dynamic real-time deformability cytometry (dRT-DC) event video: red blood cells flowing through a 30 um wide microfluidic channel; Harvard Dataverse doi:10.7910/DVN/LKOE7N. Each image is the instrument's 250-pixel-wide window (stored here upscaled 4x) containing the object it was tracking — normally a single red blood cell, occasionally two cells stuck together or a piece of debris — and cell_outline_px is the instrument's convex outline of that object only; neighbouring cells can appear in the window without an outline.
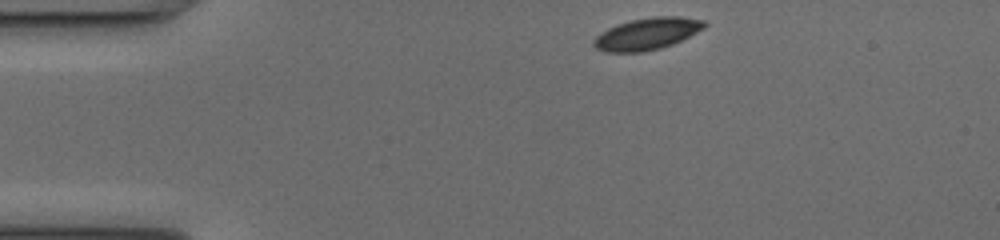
{"species": "common noctule bat (a hibernating species)", "species_latin": "Nyctalus noctula", "temperature_condition": "cold", "stored_images_in_passage": 42, "camera_frame_rate_fps": 3000, "um_per_image_px": 0.085, "animal": {"sex": "female", "body_mass_g": 17.0, "forearm_length_mm": 48.0}, "frame": {"image": 1, "passage_image": 1, "time_ms": 0.0, "image_size_px": [1000, 240], "cell_outline_px": [[708, 24], [704, 28], [672, 44], [660, 48], [644, 52], [604, 52], [596, 48], [592, 44], [592, 40], [596, 36], [608, 28], [632, 20], [656, 16], [676, 16], [704, 20]], "centroid_in_image_um": [54.98, 2.88], "position_along_channel_um": 30.0, "area_um2": 20.35}}
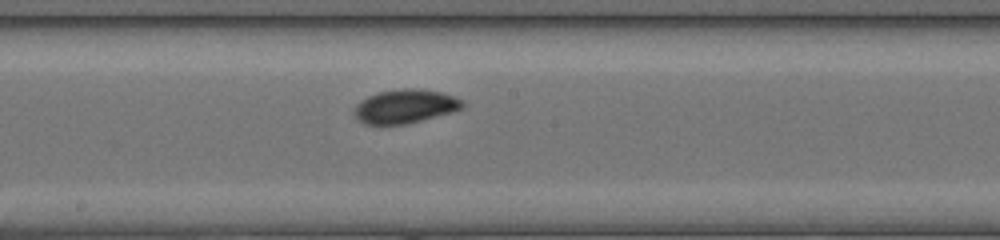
{"frame": {"image": 2, "passage_image": 19, "time_ms": 6.0, "image_size_px": [1000, 240], "cell_outline_px": [[464, 108], [452, 112], [404, 124], [364, 124], [356, 120], [352, 112], [356, 104], [368, 96], [380, 92], [404, 88], [420, 88], [440, 92], [464, 100]], "centroid_in_image_um": [34.41, 9.04], "position_along_channel_um": 213.8, "area_um2": 21.33}}
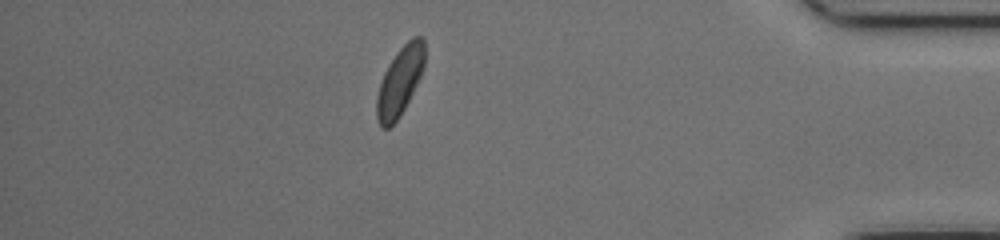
{"frame": {"image": 3, "passage_image": 36, "time_ms": 11.667, "image_size_px": [1000, 240], "cell_outline_px": [[424, 64], [420, 76], [400, 116], [388, 128], [380, 128], [376, 120], [376, 96], [384, 72], [388, 64], [396, 52], [412, 36], [424, 36]], "centroid_in_image_um": [33.96, 6.9], "position_along_channel_um": 401.2, "area_um2": 19.07}, "authors_computed_cell_mechanics": {"area_um2": 20.1144, "velocity_mm_per_s": 4.0406, "shape_relaxation_time_tau1_ms": 1.9805, "shape_relaxation_time_tau2_ms": 4.1634, "deformation_change_tau1": 0.0884, "deformation_change_tau2": 0.0586}}